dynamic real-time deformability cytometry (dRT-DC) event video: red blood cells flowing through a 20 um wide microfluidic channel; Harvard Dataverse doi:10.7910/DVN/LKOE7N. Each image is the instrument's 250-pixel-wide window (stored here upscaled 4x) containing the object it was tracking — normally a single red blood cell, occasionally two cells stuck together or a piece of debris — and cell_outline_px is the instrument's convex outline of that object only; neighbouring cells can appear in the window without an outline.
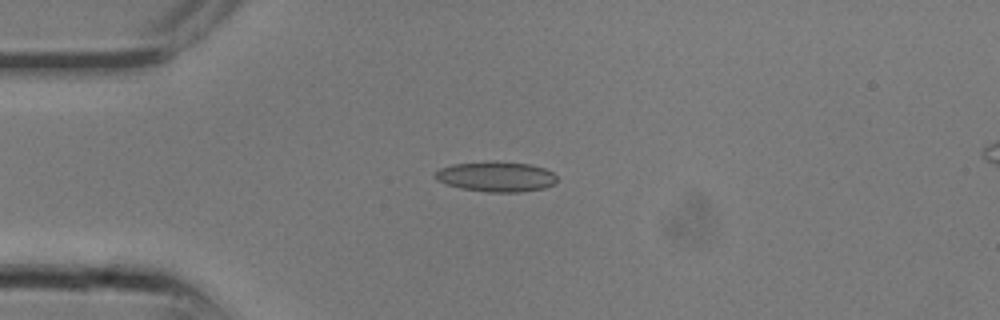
{"species": "common noctule bat (a hibernating species)", "species_latin": "Nyctalus noctula", "temperature_condition": "room temperature", "stored_images_in_passage": 4, "camera_frame_rate_fps": 3000, "um_per_image_px": 0.085, "animal": {"sex": "male", "body_mass_g": 13.3}, "frame": {"image": 1, "passage_image": 1, "time_ms": 0.0, "image_size_px": [1000, 320], "cell_outline_px": [[556, 180], [552, 184], [544, 188], [520, 192], [484, 192], [460, 188], [436, 180], [432, 176], [440, 168], [452, 164], [488, 160], [492, 160], [528, 164], [544, 168], [552, 172], [556, 176]], "centroid_in_image_um": [42.12, 15.0], "position_along_channel_um": 42.9, "area_um2": 21.62}}
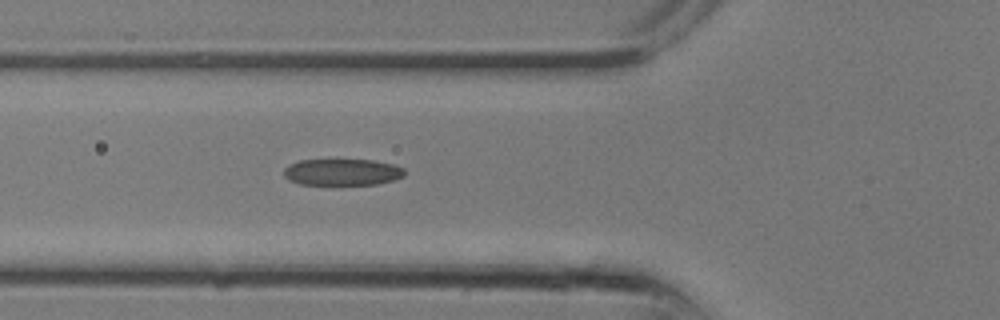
{"frame": {"image": 2, "passage_image": 4, "time_ms": 1.0, "image_size_px": [1000, 320], "cell_outline_px": [[404, 176], [392, 180], [376, 184], [300, 184], [288, 180], [284, 176], [284, 168], [288, 164], [300, 160], [372, 160], [396, 164], [404, 168]], "centroid_in_image_um": [29.08, 14.62], "position_along_channel_um": 96.7, "area_um2": 18.67}}